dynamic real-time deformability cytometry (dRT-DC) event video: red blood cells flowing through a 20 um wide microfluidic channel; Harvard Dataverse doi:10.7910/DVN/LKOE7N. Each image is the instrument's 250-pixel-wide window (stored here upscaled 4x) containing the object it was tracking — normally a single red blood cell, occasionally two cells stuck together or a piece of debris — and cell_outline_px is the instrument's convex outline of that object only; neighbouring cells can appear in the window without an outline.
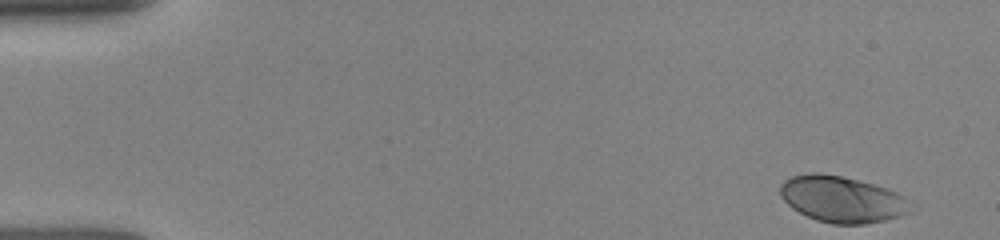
{"species": "human", "species_latin": "Homo sapiens", "temperature_condition": "room temperature", "stored_images_in_passage": 8, "camera_frame_rate_fps": 3000, "um_per_image_px": 0.085, "donor": {"sex": "female"}, "frame": {"image": 1, "passage_image": 1, "time_ms": 0.0, "image_size_px": [1000, 240], "cell_outline_px": [[920, 208], [912, 212], [900, 216], [868, 224], [832, 224], [816, 220], [792, 208], [780, 196], [780, 184], [784, 180], [792, 176], [812, 172], [820, 172], [840, 176], [888, 188], [904, 196], [916, 204]], "centroid_in_image_um": [71.65, 16.95], "position_along_channel_um": 13.3, "area_um2": 35.72}}
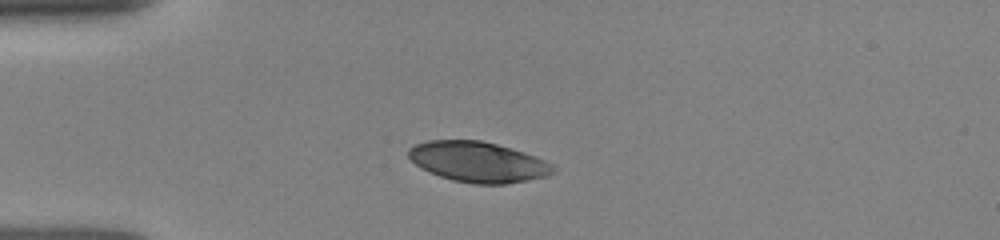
{"frame": {"image": 2, "passage_image": 5, "time_ms": 3.333, "image_size_px": [1000, 240], "cell_outline_px": [[556, 172], [548, 176], [504, 184], [472, 184], [452, 180], [428, 172], [420, 168], [408, 156], [408, 148], [416, 144], [428, 140], [480, 140], [496, 144], [524, 152], [536, 156], [552, 164], [556, 168]], "centroid_in_image_um": [40.64, 13.77], "position_along_channel_um": 44.4, "area_um2": 34.16}}
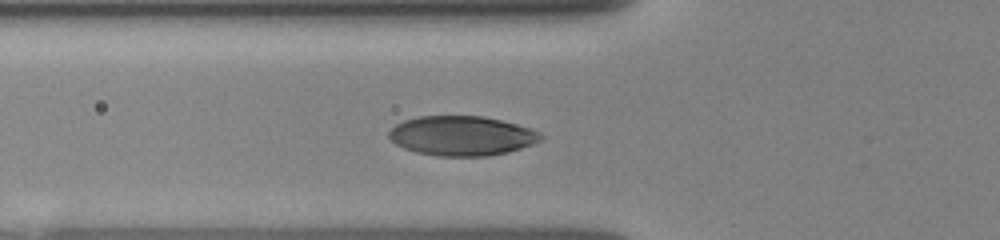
{"frame": {"image": 3, "passage_image": 7, "time_ms": 5.0, "image_size_px": [1000, 240], "cell_outline_px": [[544, 136], [540, 140], [532, 144], [508, 152], [488, 156], [440, 156], [416, 152], [404, 148], [396, 144], [388, 136], [388, 132], [396, 124], [404, 120], [420, 116], [484, 116], [516, 124], [540, 132]], "centroid_in_image_um": [39.24, 11.54], "position_along_channel_um": 86.6, "area_um2": 34.91}}